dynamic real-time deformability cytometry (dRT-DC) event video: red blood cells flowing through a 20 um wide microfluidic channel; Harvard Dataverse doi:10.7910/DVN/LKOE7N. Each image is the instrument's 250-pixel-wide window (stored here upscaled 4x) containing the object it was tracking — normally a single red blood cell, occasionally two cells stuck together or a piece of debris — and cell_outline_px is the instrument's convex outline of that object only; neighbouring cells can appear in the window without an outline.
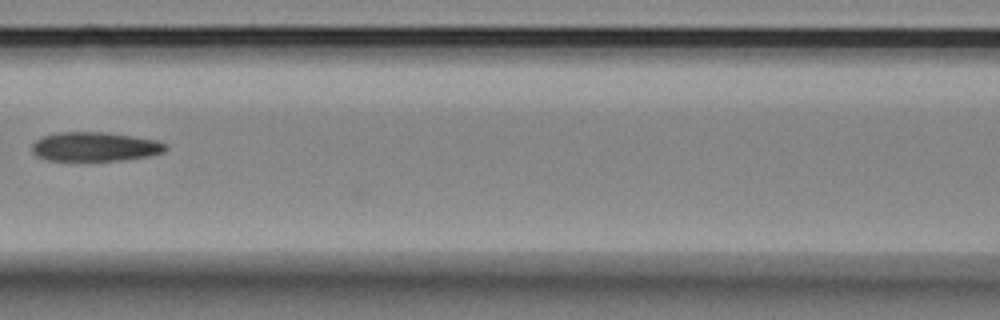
{"species": "Egyptian fruit bat (a non-hibernating species)", "species_latin": "Rousettus aegyptiacus", "temperature_condition": "room temperature", "stored_images_in_passage": 3, "camera_frame_rate_fps": 3000, "um_per_image_px": 0.085, "animal": {"sex": "female"}, "frame": {"image": 1, "passage_image": 3, "time_ms": 0.667, "image_size_px": [1000, 320], "cell_outline_px": [[168, 148], [164, 152], [148, 156], [120, 160], [48, 160], [36, 156], [32, 152], [32, 144], [36, 140], [44, 136], [56, 132], [108, 132], [156, 140], [168, 144]], "centroid_in_image_um": [8.08, 12.46], "position_along_channel_um": 158.5, "area_um2": 22.72}}